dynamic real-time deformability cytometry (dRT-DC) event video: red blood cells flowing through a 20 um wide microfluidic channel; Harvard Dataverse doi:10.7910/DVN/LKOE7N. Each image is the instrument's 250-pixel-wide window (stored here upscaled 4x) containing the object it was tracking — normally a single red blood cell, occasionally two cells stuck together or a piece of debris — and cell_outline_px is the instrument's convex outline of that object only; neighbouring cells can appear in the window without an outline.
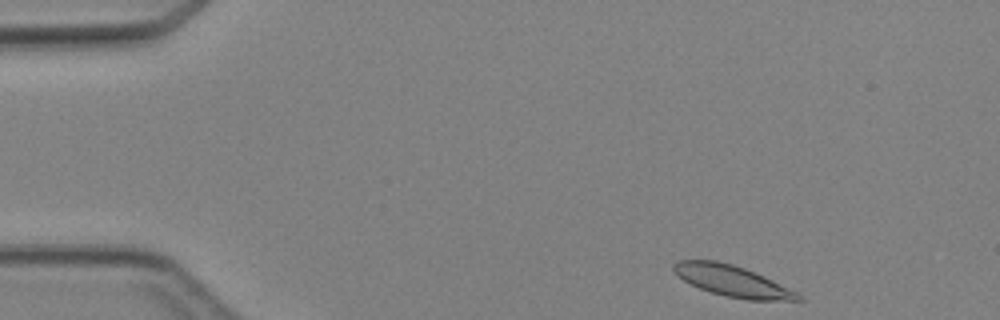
{"species": "Egyptian fruit bat (a non-hibernating species)", "species_latin": "Rousettus aegyptiacus", "temperature_condition": "cold", "stored_images_in_passage": 10, "camera_frame_rate_fps": 3000, "um_per_image_px": 0.085, "animal": {"sex": "female"}, "frame": {"image": 1, "passage_image": 1, "time_ms": 0.0, "image_size_px": [1000, 320], "cell_outline_px": [[804, 300], [748, 300], [724, 296], [700, 288], [684, 280], [672, 268], [672, 264], [676, 260], [716, 260], [732, 264], [756, 272], [796, 292]], "centroid_in_image_um": [62.23, 23.87], "position_along_channel_um": 22.8, "area_um2": 22.2}}